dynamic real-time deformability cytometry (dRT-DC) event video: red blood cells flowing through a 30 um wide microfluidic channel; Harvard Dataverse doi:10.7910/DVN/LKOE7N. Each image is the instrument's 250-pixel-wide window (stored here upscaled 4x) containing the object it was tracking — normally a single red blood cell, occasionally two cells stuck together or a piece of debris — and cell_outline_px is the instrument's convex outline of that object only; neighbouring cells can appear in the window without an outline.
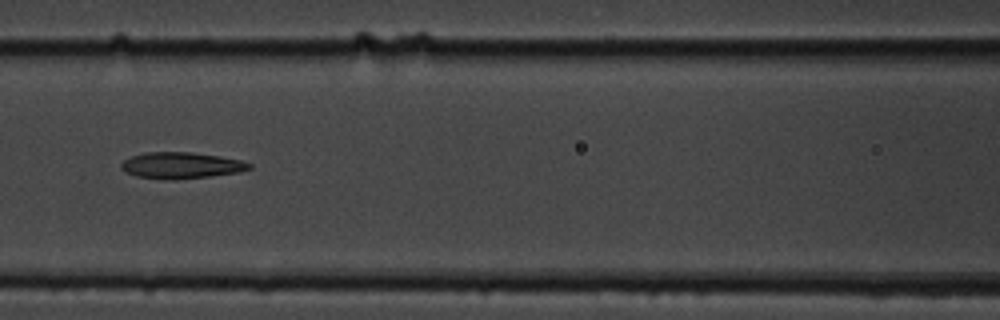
{"species": "common noctule bat (a hibernating species)", "species_latin": "Nyctalus noctula", "temperature_condition": "cold", "stored_images_in_passage": 9, "camera_frame_rate_fps": 3000, "um_per_image_px": 0.085, "animal": {"sex": "male", "body_mass_g": 19.5, "forearm_length_mm": 54.6}, "frame": {"image": 1, "passage_image": 7, "time_ms": 7.0, "image_size_px": [1000, 320], "cell_outline_px": [[252, 168], [240, 172], [176, 180], [168, 180], [136, 176], [124, 172], [120, 168], [120, 164], [124, 160], [132, 156], [144, 152], [192, 152], [220, 156], [240, 160], [252, 164]], "centroid_in_image_um": [15.38, 14.06], "position_along_channel_um": 151.2, "area_um2": 19.77}}
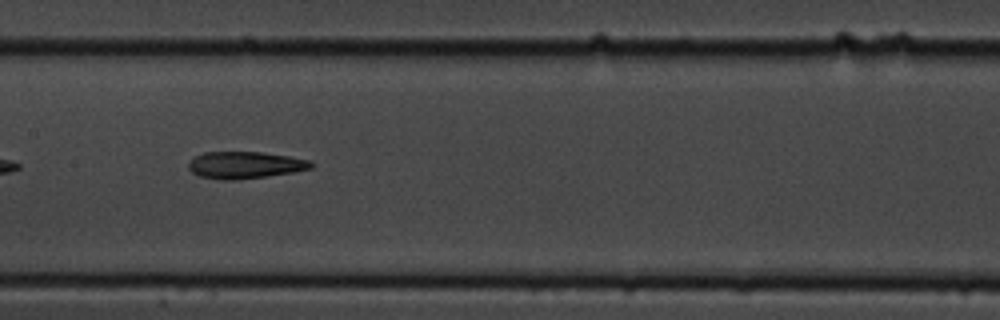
{"frame": {"image": 2, "passage_image": 8, "time_ms": 8.0, "image_size_px": [1000, 320], "cell_outline_px": [[316, 164], [312, 168], [292, 172], [268, 176], [232, 180], [220, 180], [200, 176], [192, 172], [188, 168], [188, 164], [196, 156], [204, 152], [260, 152], [288, 156], [312, 160]], "centroid_in_image_um": [20.86, 14.03], "position_along_channel_um": 186.5, "area_um2": 19.25}}
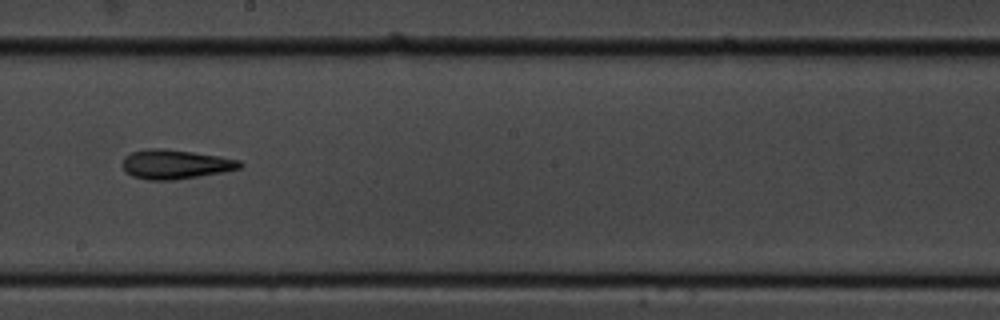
{"frame": {"image": 3, "passage_image": 9, "time_ms": 9.333, "image_size_px": [1000, 320], "cell_outline_px": [[244, 164], [240, 168], [220, 172], [172, 180], [148, 180], [132, 176], [124, 172], [120, 164], [124, 156], [132, 152], [144, 148], [160, 148], [192, 152], [220, 156], [240, 160]], "centroid_in_image_um": [14.82, 13.95], "position_along_channel_um": 233.4, "area_um2": 20.11}}